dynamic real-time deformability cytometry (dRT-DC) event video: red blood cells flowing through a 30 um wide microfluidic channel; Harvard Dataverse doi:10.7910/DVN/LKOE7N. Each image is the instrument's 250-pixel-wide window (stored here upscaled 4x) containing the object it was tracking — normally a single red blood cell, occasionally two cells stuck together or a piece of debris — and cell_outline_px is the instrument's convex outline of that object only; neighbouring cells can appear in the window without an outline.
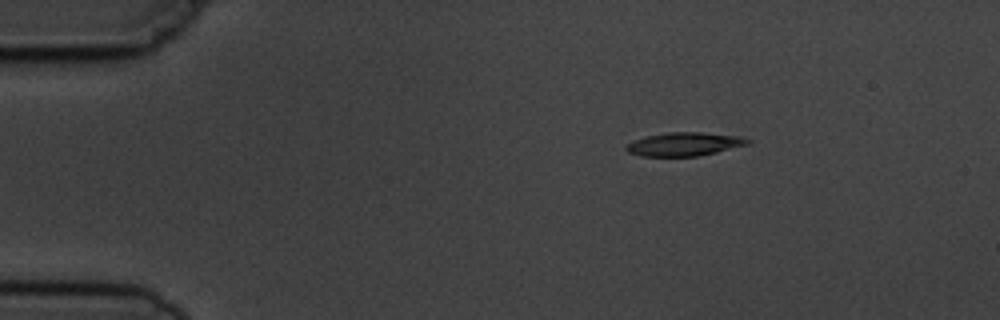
{"species": "common noctule bat (a hibernating species)", "species_latin": "Nyctalus noctula", "temperature_condition": "cold", "stored_images_in_passage": 3, "camera_frame_rate_fps": 3000, "um_per_image_px": 0.085, "animal": {"sex": "male", "body_mass_g": 19.5, "forearm_length_mm": 54.6}, "frame": {"image": 1, "passage_image": 1, "time_ms": 0.0, "image_size_px": [1000, 320], "cell_outline_px": [[752, 140], [748, 144], [700, 156], [640, 156], [628, 152], [624, 148], [624, 144], [632, 140], [648, 136], [668, 132], [704, 132], [740, 136]], "centroid_in_image_um": [58.13, 12.25], "position_along_channel_um": 26.9, "area_um2": 16.76}}